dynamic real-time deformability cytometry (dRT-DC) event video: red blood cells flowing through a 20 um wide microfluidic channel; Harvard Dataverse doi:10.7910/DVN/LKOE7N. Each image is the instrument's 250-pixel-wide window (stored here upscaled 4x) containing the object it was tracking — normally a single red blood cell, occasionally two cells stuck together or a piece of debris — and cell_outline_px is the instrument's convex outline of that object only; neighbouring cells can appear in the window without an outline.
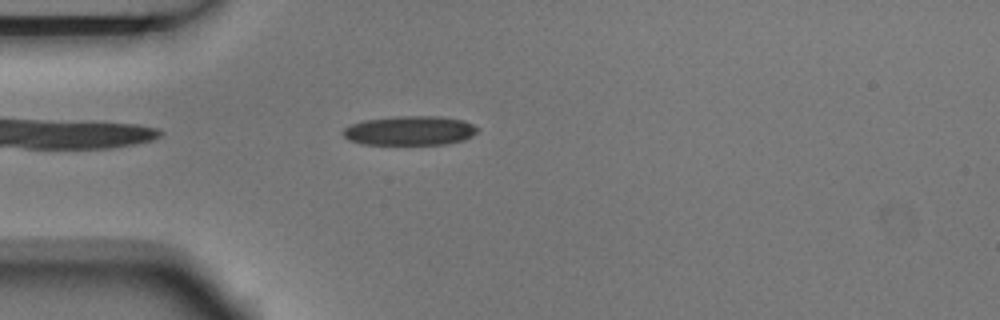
{"species": "Egyptian fruit bat (a non-hibernating species)", "species_latin": "Rousettus aegyptiacus", "temperature_condition": "room temperature", "stored_images_in_passage": 4, "camera_frame_rate_fps": 3000, "um_per_image_px": 0.085, "animal": {"sex": "male"}, "frame": {"image": 1, "passage_image": 4, "time_ms": 1.0, "image_size_px": [1000, 320], "cell_outline_px": [[480, 128], [472, 136], [464, 140], [444, 144], [360, 144], [348, 140], [340, 132], [344, 128], [352, 124], [364, 120], [392, 116], [440, 116], [464, 120]], "centroid_in_image_um": [34.82, 11.1], "position_along_channel_um": 50.2, "area_um2": 23.18}}